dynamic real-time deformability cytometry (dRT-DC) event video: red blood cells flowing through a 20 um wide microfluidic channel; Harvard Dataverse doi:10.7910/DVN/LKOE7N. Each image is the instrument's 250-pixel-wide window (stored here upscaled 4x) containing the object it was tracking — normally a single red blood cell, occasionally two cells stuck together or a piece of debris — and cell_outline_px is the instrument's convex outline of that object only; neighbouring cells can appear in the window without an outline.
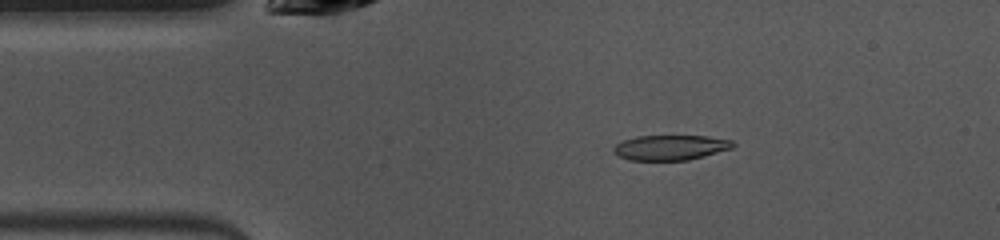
{"species": "common noctule bat (a hibernating species)", "species_latin": "Nyctalus noctula", "temperature_condition": "warm", "stored_images_in_passage": 48, "camera_frame_rate_fps": 3000, "um_per_image_px": 0.085, "animal": {"sex": "female", "body_mass_g": 10.0, "forearm_length_mm": 53.1}, "frame": {"image": 1, "passage_image": 7, "time_ms": 2.0, "image_size_px": [1000, 240], "cell_outline_px": [[736, 144], [732, 148], [704, 156], [688, 160], [628, 160], [612, 152], [612, 148], [616, 144], [624, 140], [636, 136], [708, 136], [732, 140]], "centroid_in_image_um": [56.99, 12.54], "position_along_channel_um": 28.0, "area_um2": 17.46}}
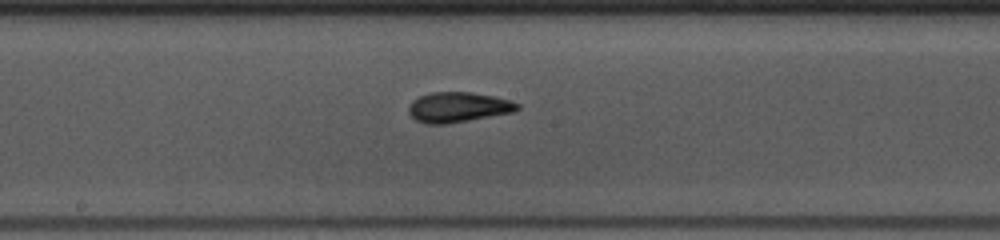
{"frame": {"image": 2, "passage_image": 23, "time_ms": 7.333, "image_size_px": [1000, 240], "cell_outline_px": [[520, 108], [512, 112], [448, 124], [428, 124], [416, 120], [408, 112], [408, 108], [412, 100], [420, 96], [432, 92], [472, 92], [512, 100], [520, 104]], "centroid_in_image_um": [38.94, 9.11], "position_along_channel_um": 209.3, "area_um2": 19.07}}
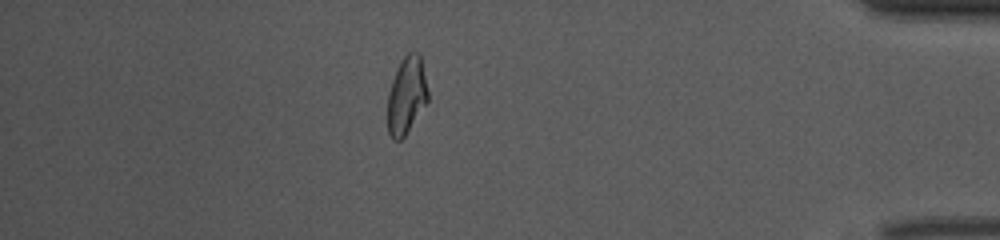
{"frame": {"image": 3, "passage_image": 41, "time_ms": 13.333, "image_size_px": [1000, 240], "cell_outline_px": [[428, 100], [404, 136], [400, 140], [392, 140], [388, 132], [388, 92], [392, 80], [400, 60], [408, 52], [420, 52], [428, 92]], "centroid_in_image_um": [34.55, 8.08], "position_along_channel_um": 400.7, "area_um2": 18.03}, "authors_computed_cell_mechanics": {"area_um2": 18.5827, "velocity_mm_per_s": 3.9883, "shape_relaxation_time_tau1_ms": 5.8411, "shape_relaxation_time_tau2_ms": 1.3889, "deformation_change_tau1": 0.1773, "deformation_change_tau2": 0.08}}